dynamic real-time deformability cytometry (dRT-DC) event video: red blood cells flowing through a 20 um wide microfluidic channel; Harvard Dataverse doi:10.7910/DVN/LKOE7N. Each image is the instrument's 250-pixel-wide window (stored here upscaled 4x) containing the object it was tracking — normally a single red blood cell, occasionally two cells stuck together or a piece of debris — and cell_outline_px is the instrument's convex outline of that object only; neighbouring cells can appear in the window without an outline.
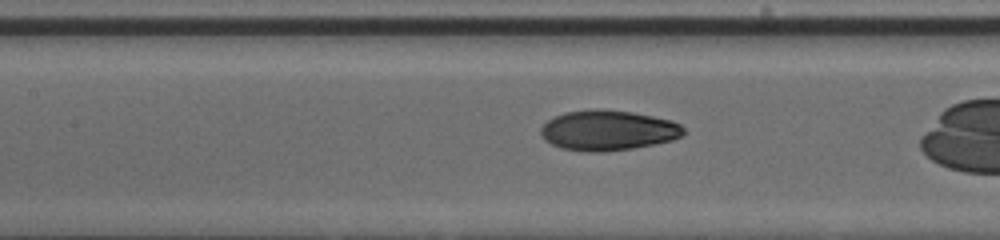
{"species": "human", "species_latin": "Homo sapiens", "temperature_condition": "cold", "stored_images_in_passage": 39, "camera_frame_rate_fps": 3000, "um_per_image_px": 0.085, "donor": {"sex": "male"}, "frame": {"image": 1, "passage_image": 23, "time_ms": 7.333, "image_size_px": [1000, 240], "cell_outline_px": [[684, 136], [672, 140], [632, 148], [604, 152], [584, 152], [560, 148], [544, 140], [540, 132], [540, 128], [548, 120], [564, 112], [600, 108], [632, 112], [672, 120], [680, 124], [684, 128]], "centroid_in_image_um": [51.67, 11.08], "position_along_channel_um": 155.7, "area_um2": 33.64}}